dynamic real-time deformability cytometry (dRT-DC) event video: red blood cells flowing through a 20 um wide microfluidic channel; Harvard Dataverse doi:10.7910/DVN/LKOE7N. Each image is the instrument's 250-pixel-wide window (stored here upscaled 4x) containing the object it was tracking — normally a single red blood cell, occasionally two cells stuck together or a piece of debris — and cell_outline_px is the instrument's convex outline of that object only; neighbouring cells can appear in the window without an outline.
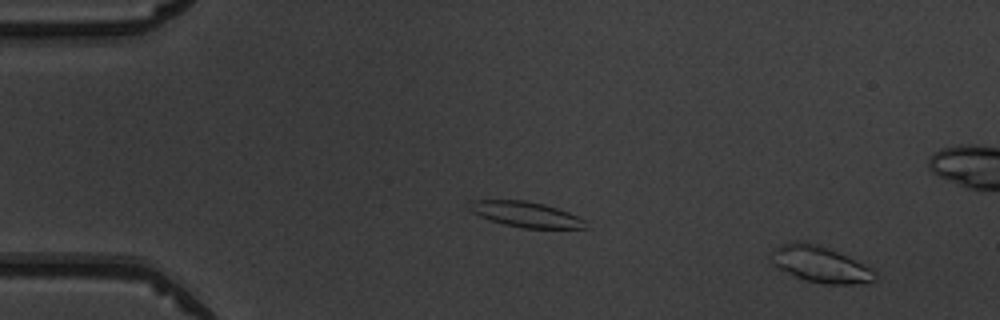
{"species": "common noctule bat (a hibernating species)", "species_latin": "Nyctalus noctula", "temperature_condition": "warm", "stored_images_in_passage": 53, "camera_frame_rate_fps": 3000, "um_per_image_px": 0.085, "animal": {"sex": "male", "body_mass_g": 19.5, "forearm_length_mm": 54.6}, "frame": {"image": 1, "passage_image": 4, "time_ms": 1.0, "image_size_px": [1000, 320], "cell_outline_px": [[876, 280], [852, 284], [824, 284], [808, 280], [796, 276], [772, 264], [772, 252], [776, 248], [784, 244], [796, 240], [816, 244], [836, 252], [876, 272]], "centroid_in_image_um": [69.69, 22.47], "position_along_channel_um": 15.3, "area_um2": 20.92}}
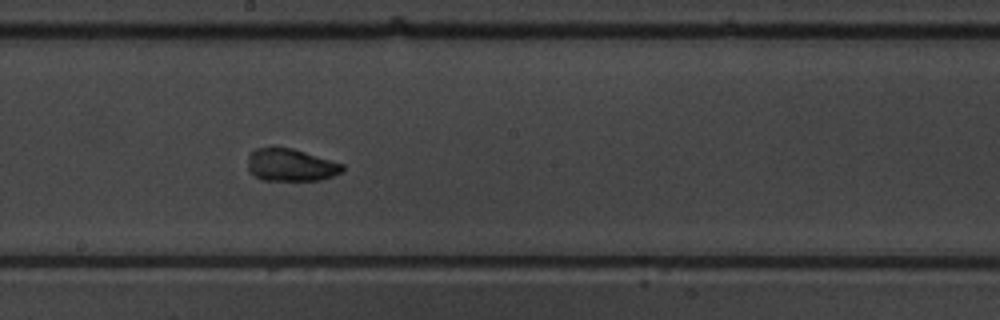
{"frame": {"image": 2, "passage_image": 29, "time_ms": 9.333, "image_size_px": [1000, 320], "cell_outline_px": [[344, 168], [340, 172], [332, 176], [320, 180], [264, 180], [256, 176], [248, 168], [248, 156], [256, 148], [272, 144], [292, 148], [344, 164]], "centroid_in_image_um": [24.68, 13.98], "position_along_channel_um": 223.5, "area_um2": 18.09}}
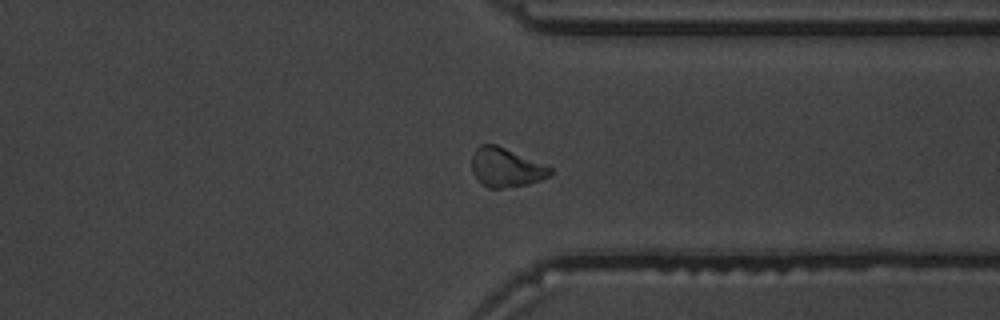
{"frame": {"image": 3, "passage_image": 40, "time_ms": 13.0, "image_size_px": [1000, 320], "cell_outline_px": [[552, 176], [528, 184], [500, 188], [488, 188], [472, 172], [472, 156], [476, 148], [480, 144], [496, 144], [552, 168]], "centroid_in_image_um": [43.01, 14.23], "position_along_channel_um": 368.4, "area_um2": 17.57}, "authors_computed_cell_mechanics": {"area_um2": 18.1492, "velocity_mm_per_s": 3.9568, "shape_relaxation_time_tau1_ms": 3.1347, "shape_relaxation_time_tau2_ms": 0.9836, "deformation_change_tau1": 0.1347, "deformation_change_tau2": 0.0685}}